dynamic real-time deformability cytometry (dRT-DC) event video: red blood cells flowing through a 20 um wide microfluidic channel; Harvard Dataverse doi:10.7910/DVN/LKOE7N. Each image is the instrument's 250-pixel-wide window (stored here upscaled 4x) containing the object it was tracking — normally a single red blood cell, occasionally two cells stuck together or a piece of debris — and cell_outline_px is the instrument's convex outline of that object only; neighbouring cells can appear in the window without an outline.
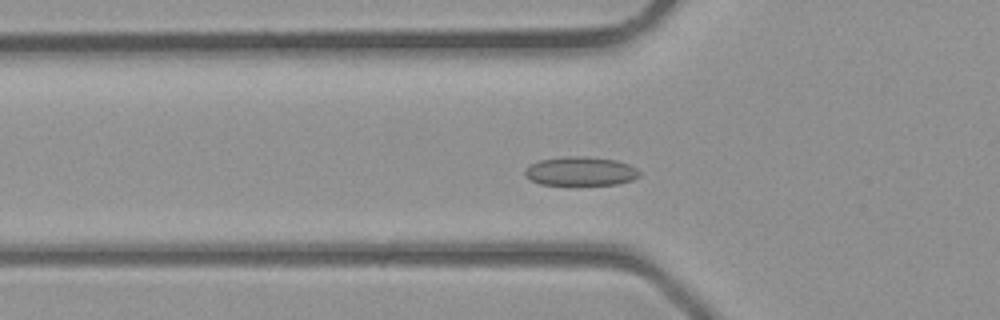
{"species": "common noctule bat (a hibernating species)", "species_latin": "Nyctalus noctula", "temperature_condition": "room temperature", "stored_images_in_passage": 37, "camera_frame_rate_fps": 3000, "um_per_image_px": 0.085, "animal": {"sex": "male", "body_mass_g": 23.1, "forearm_length_mm": 52.7}, "frame": {"image": 1, "passage_image": 11, "time_ms": 3.333, "image_size_px": [1000, 320], "cell_outline_px": [[640, 176], [632, 180], [616, 184], [540, 184], [524, 176], [524, 172], [532, 164], [540, 160], [568, 156], [588, 156], [616, 160], [628, 164], [636, 168], [640, 172]], "centroid_in_image_um": [49.38, 14.54], "position_along_channel_um": 76.4, "area_um2": 19.07}}
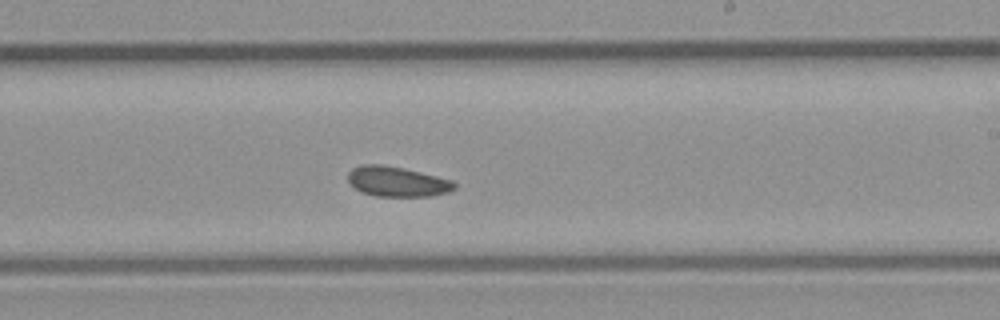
{"frame": {"image": 2, "passage_image": 21, "time_ms": 6.667, "image_size_px": [1000, 320], "cell_outline_px": [[456, 188], [448, 192], [432, 196], [376, 196], [360, 192], [348, 184], [348, 172], [352, 168], [364, 164], [384, 164], [404, 168], [452, 180], [456, 184]], "centroid_in_image_um": [33.72, 15.43], "position_along_channel_um": 255.3, "area_um2": 18.84}}
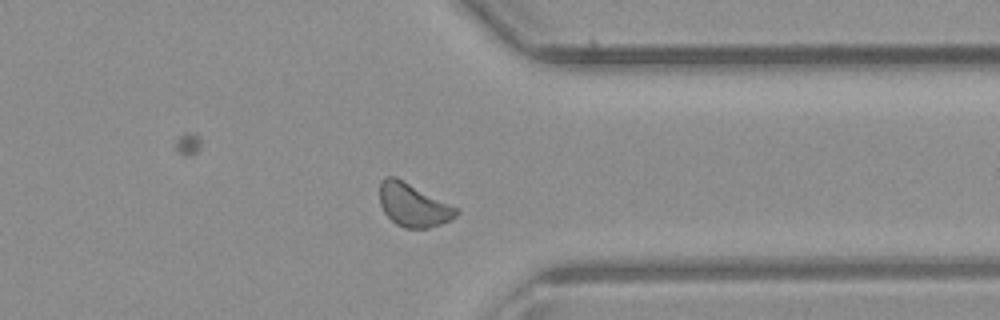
{"frame": {"image": 3, "passage_image": 28, "time_ms": 9.0, "image_size_px": [1000, 320], "cell_outline_px": [[460, 212], [456, 216], [440, 224], [428, 228], [404, 228], [396, 224], [384, 212], [380, 204], [380, 184], [384, 176], [396, 176], [460, 208]], "centroid_in_image_um": [35.14, 17.41], "position_along_channel_um": 376.3, "area_um2": 19.48}}